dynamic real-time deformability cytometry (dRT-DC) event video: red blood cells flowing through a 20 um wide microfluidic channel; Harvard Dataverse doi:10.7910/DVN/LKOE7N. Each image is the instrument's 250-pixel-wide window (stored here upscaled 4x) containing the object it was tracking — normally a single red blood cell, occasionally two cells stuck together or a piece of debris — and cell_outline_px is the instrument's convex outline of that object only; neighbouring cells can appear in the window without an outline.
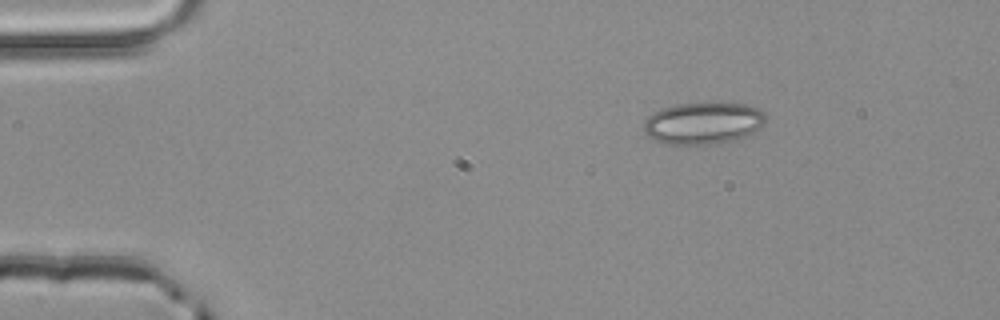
{"species": "common noctule bat (a hibernating species)", "species_latin": "Nyctalus noctula", "temperature_condition": "room temperature", "stored_images_in_passage": 2, "camera_frame_rate_fps": 3000, "um_per_image_px": 0.085, "animal": {"sex": "male", "body_mass_g": 20.4}, "frame": {"image": 1, "passage_image": 1, "time_ms": 0.0, "image_size_px": [1000, 320], "cell_outline_px": [[768, 116], [764, 124], [748, 136], [740, 140], [712, 144], [668, 144], [652, 140], [644, 132], [644, 120], [652, 112], [660, 108], [676, 104], [748, 104], [760, 108]], "centroid_in_image_um": [59.79, 10.48], "position_along_channel_um": 25.2, "area_um2": 30.17}}